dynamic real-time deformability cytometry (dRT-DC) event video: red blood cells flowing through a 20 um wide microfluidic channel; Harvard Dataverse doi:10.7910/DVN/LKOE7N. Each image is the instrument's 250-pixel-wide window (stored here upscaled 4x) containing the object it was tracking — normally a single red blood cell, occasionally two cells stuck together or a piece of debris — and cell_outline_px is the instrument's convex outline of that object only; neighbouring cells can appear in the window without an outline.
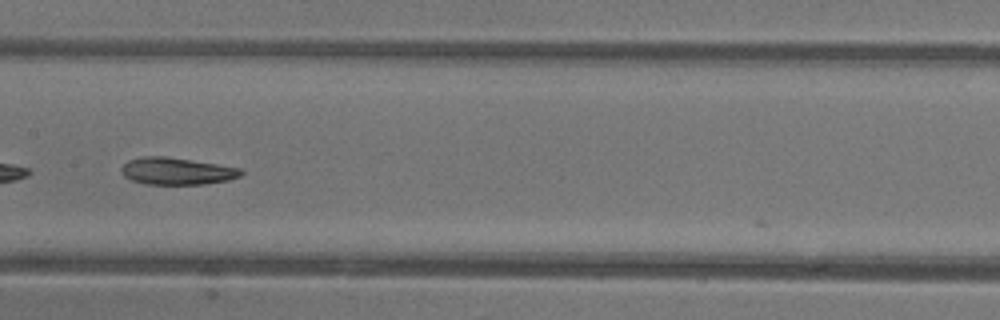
{"species": "common noctule bat (a hibernating species)", "species_latin": "Nyctalus noctula", "temperature_condition": "warm", "stored_images_in_passage": 32, "camera_frame_rate_fps": 3000, "um_per_image_px": 0.085, "animal": {"sex": "female"}, "frame": {"image": 1, "passage_image": 10, "time_ms": 3.0, "image_size_px": [1000, 320], "cell_outline_px": [[244, 172], [240, 176], [228, 180], [204, 184], [144, 184], [132, 180], [124, 176], [120, 168], [128, 160], [144, 156], [164, 156], [216, 164], [240, 168]], "centroid_in_image_um": [15.01, 14.55], "position_along_channel_um": 192.4, "area_um2": 18.73}, "authors_computed_cell_mechanics": {"area_um2": 19.8832, "velocity_mm_per_s": 4.3757, "shape_relaxation_time_tau1_ms": 7.9764, "shape_relaxation_time_tau2_ms": 4.4127, "deformation_change_tau1": 0.2408, "deformation_change_tau2": 0.0994}}